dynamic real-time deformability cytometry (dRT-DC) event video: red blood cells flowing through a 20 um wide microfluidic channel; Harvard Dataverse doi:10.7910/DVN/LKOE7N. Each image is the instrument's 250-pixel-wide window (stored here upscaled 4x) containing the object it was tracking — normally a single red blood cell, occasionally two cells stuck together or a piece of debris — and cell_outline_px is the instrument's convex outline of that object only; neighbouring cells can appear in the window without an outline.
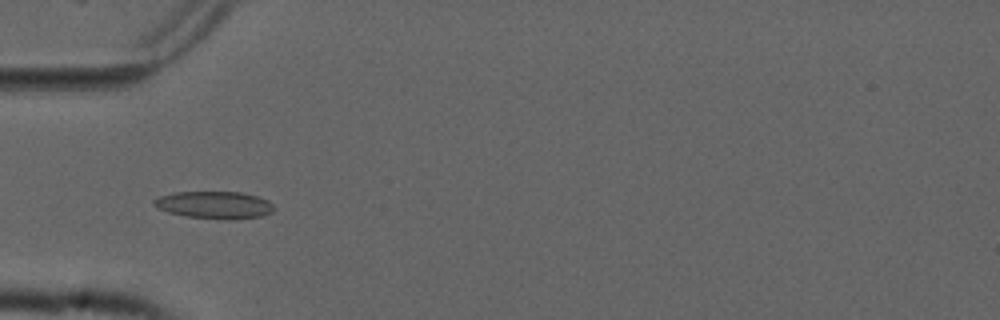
{"species": "common noctule bat (a hibernating species)", "species_latin": "Nyctalus noctula", "temperature_condition": "cold", "stored_images_in_passage": 40, "camera_frame_rate_fps": 3000, "um_per_image_px": 0.085, "animal": {"sex": "male", "forearm_length_mm": 52.5}, "frame": {"image": 1, "passage_image": 3, "time_ms": 0.667, "image_size_px": [1000, 320], "cell_outline_px": [[276, 208], [272, 212], [264, 216], [236, 220], [220, 220], [188, 216], [168, 212], [156, 208], [152, 204], [152, 200], [160, 196], [176, 192], [240, 192], [256, 196], [268, 200]], "centroid_in_image_um": [18.25, 17.44], "position_along_channel_um": 66.8, "area_um2": 19.42}}
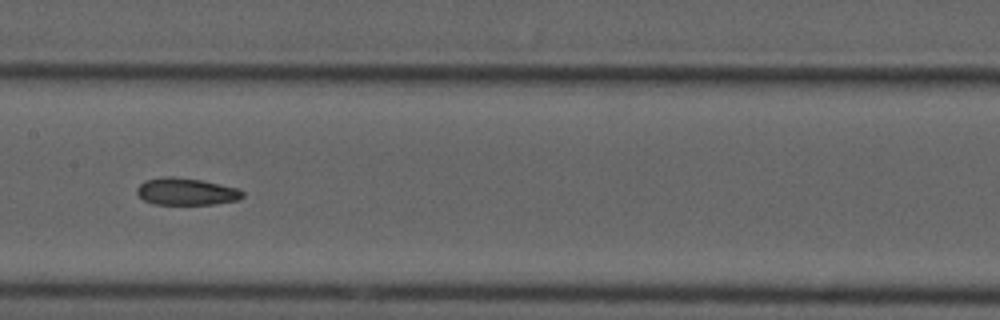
{"frame": {"image": 2, "passage_image": 13, "time_ms": 4.0, "image_size_px": [1000, 320], "cell_outline_px": [[244, 196], [236, 200], [212, 204], [152, 204], [144, 200], [136, 192], [136, 188], [144, 180], [168, 176], [172, 176], [200, 180], [240, 188], [244, 192]], "centroid_in_image_um": [15.82, 16.28], "position_along_channel_um": 191.6, "area_um2": 16.65}}
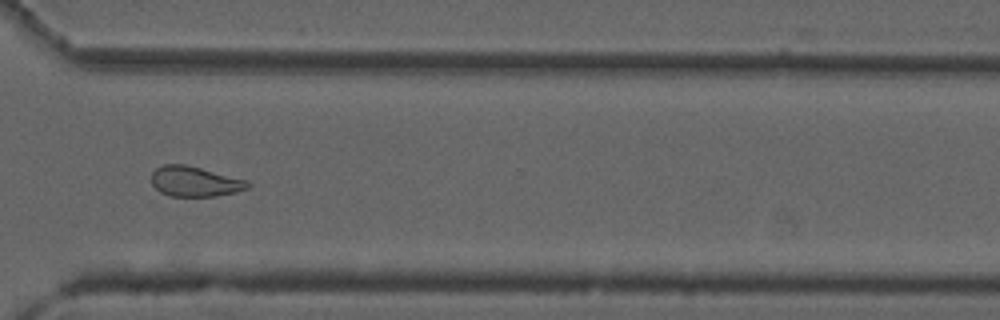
{"frame": {"image": 3, "passage_image": 26, "time_ms": 8.333, "image_size_px": [1000, 320], "cell_outline_px": [[252, 184], [248, 188], [236, 192], [216, 196], [168, 196], [160, 192], [152, 184], [152, 172], [156, 168], [164, 164], [184, 164], [248, 180]], "centroid_in_image_um": [16.57, 15.43], "position_along_channel_um": 354.0, "area_um2": 16.94}, "authors_computed_cell_mechanics": {"area_um2": 17.7157, "velocity_mm_per_s": 3.7655, "shape_relaxation_time_tau1_ms": null, "shape_relaxation_time_tau2_ms": 5.5409, "deformation_change_tau1": null, "deformation_change_tau2": 0.1126}}